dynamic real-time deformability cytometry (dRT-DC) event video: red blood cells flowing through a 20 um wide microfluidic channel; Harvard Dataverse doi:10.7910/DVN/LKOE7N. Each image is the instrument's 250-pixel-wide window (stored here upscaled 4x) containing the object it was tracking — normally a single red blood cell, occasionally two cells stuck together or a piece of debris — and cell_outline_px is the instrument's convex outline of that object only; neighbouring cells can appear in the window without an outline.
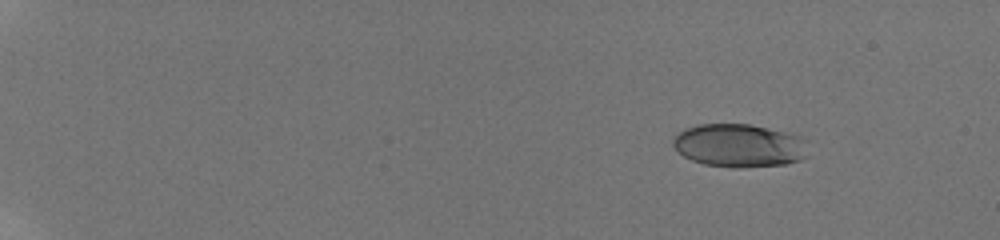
{"species": "human", "species_latin": "Homo sapiens", "temperature_condition": "room temperature", "stored_images_in_passage": 13, "camera_frame_rate_fps": 3000, "um_per_image_px": 0.085, "donor": {"sex": "male"}, "frame": {"image": 1, "passage_image": 1, "time_ms": 0.0, "image_size_px": [1000, 240], "cell_outline_px": [[808, 140], [804, 156], [800, 160], [788, 164], [744, 168], [736, 168], [704, 164], [692, 160], [684, 156], [672, 144], [672, 140], [684, 128], [696, 124], [748, 124], [768, 128], [800, 136]], "centroid_in_image_um": [62.84, 12.37], "position_along_channel_um": 22.2, "area_um2": 34.1}}
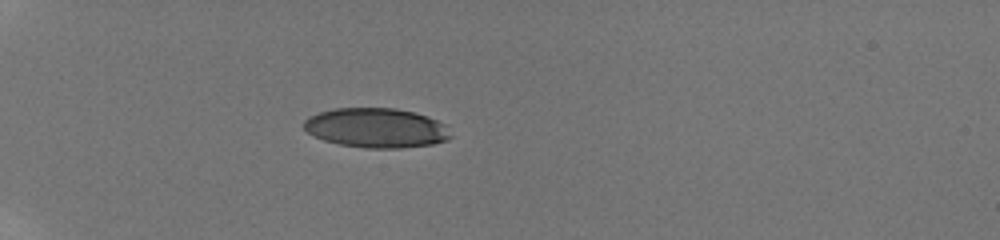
{"frame": {"image": 2, "passage_image": 10, "time_ms": 4.0, "image_size_px": [1000, 240], "cell_outline_px": [[452, 136], [448, 140], [432, 144], [400, 148], [368, 148], [340, 144], [324, 140], [308, 132], [304, 128], [304, 120], [308, 116], [332, 108], [396, 108], [428, 116], [444, 124]], "centroid_in_image_um": [31.98, 10.86], "position_along_channel_um": 53.0, "area_um2": 33.76}}